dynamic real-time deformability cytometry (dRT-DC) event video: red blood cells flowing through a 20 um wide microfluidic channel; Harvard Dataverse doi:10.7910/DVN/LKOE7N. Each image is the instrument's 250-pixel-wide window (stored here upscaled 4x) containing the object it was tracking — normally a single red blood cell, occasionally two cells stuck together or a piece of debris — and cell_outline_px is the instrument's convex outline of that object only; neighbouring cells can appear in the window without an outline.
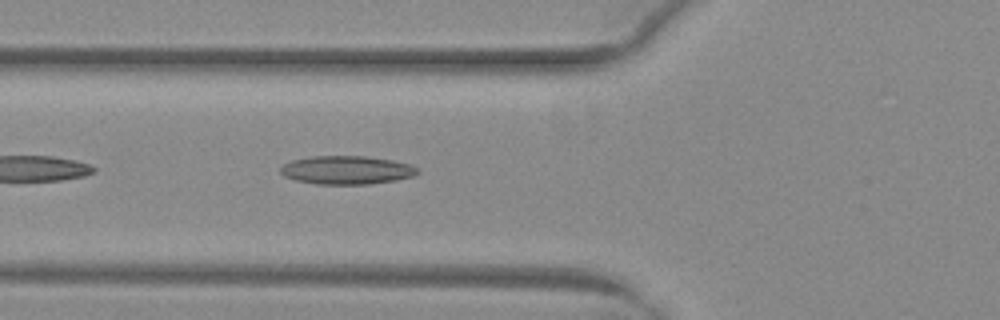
{"species": "common noctule bat (a hibernating species)", "species_latin": "Nyctalus noctula", "temperature_condition": "warm", "stored_images_in_passage": 35, "camera_frame_rate_fps": 3000, "um_per_image_px": 0.085, "animal": {"sex": "female", "body_mass_g": 29.2, "forearm_length_mm": 56.3}, "frame": {"image": 1, "passage_image": 4, "time_ms": 1.0, "image_size_px": [1000, 320], "cell_outline_px": [[420, 172], [416, 176], [396, 180], [368, 184], [316, 184], [296, 180], [284, 176], [280, 172], [280, 168], [284, 164], [292, 160], [312, 156], [364, 156], [392, 160], [408, 164], [416, 168]], "centroid_in_image_um": [29.47, 14.46], "position_along_channel_um": 96.3, "area_um2": 22.66}}
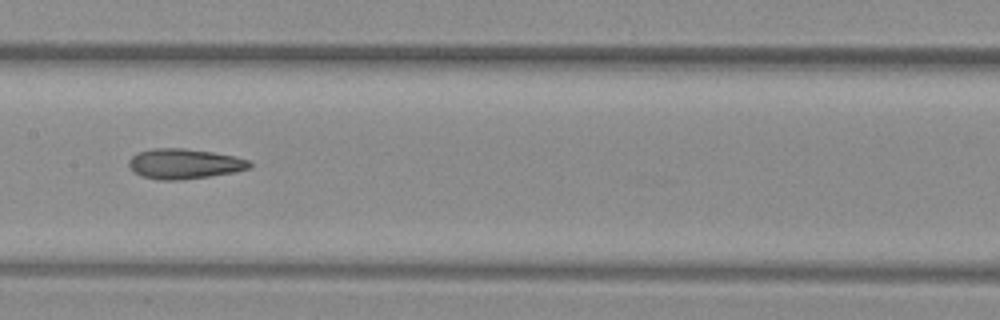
{"frame": {"image": 2, "passage_image": 11, "time_ms": 3.333, "image_size_px": [1000, 320], "cell_outline_px": [[252, 168], [236, 172], [180, 180], [160, 180], [140, 176], [132, 172], [128, 164], [128, 160], [136, 152], [152, 148], [184, 148], [212, 152], [236, 156], [248, 160], [252, 164]], "centroid_in_image_um": [15.64, 13.92], "position_along_channel_um": 191.8, "area_um2": 21.5}}
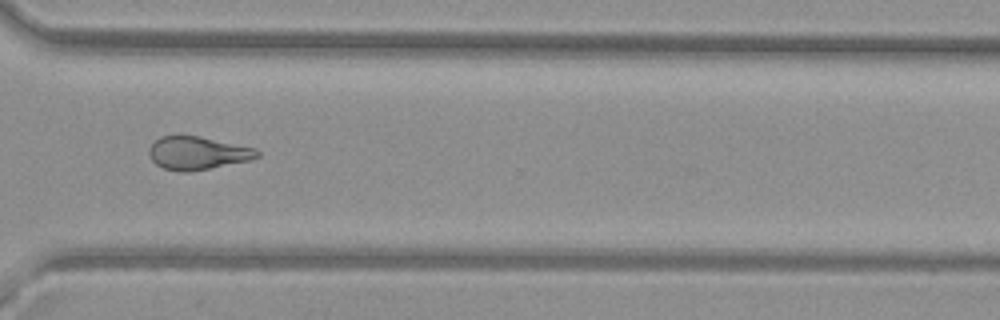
{"frame": {"image": 3, "passage_image": 23, "time_ms": 7.333, "image_size_px": [1000, 320], "cell_outline_px": [[260, 156], [252, 160], [188, 172], [180, 172], [164, 168], [156, 164], [148, 156], [148, 148], [160, 136], [200, 136], [256, 148], [260, 152]], "centroid_in_image_um": [16.8, 13.01], "position_along_channel_um": 353.8, "area_um2": 20.92}, "authors_computed_cell_mechanics": {"area_um2": 21.3282, "velocity_mm_per_s": 4.0601, "shape_relaxation_time_tau1_ms": null, "shape_relaxation_time_tau2_ms": 2.8983, "deformation_change_tau1": null, "deformation_change_tau2": 0.1087}}